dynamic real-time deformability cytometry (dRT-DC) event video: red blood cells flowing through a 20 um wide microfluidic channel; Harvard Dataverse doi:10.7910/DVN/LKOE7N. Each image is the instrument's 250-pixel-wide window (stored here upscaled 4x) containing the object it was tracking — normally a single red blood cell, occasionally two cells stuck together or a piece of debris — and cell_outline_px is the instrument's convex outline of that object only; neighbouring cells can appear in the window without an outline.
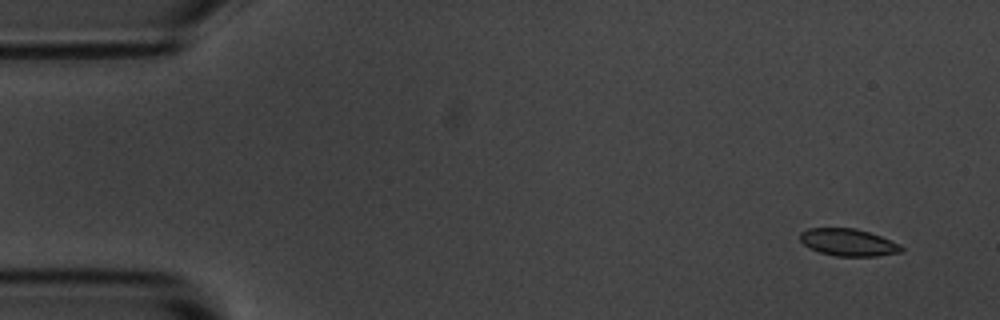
{"species": "common noctule bat (a hibernating species)", "species_latin": "Nyctalus noctula", "temperature_condition": "room temperature", "stored_images_in_passage": 7, "camera_frame_rate_fps": 3000, "um_per_image_px": 0.085, "animal": {"sex": "male", "body_mass_g": 20.1, "forearm_length_mm": 53.5}, "frame": {"image": 1, "passage_image": 1, "time_ms": 0.0, "image_size_px": [1000, 320], "cell_outline_px": [[904, 252], [876, 256], [836, 256], [820, 252], [808, 248], [800, 240], [800, 232], [808, 228], [856, 228], [880, 236], [900, 244], [904, 248]], "centroid_in_image_um": [72.11, 20.6], "position_along_channel_um": 12.9, "area_um2": 16.13}}
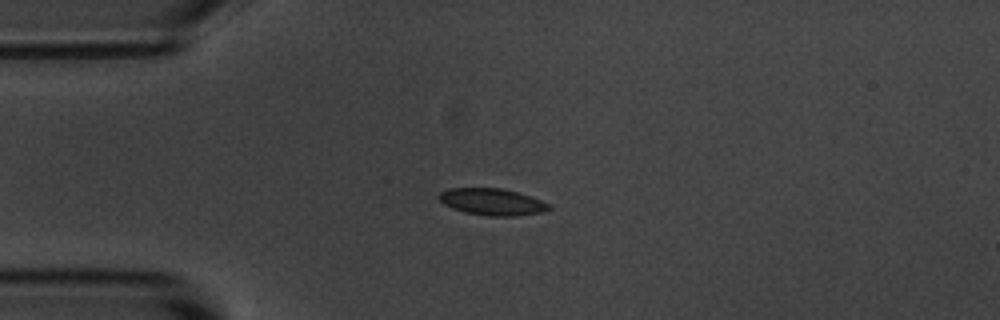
{"frame": {"image": 2, "passage_image": 4, "time_ms": 3.333, "image_size_px": [1000, 320], "cell_outline_px": [[552, 208], [544, 212], [516, 216], [488, 216], [464, 212], [452, 208], [444, 204], [436, 196], [440, 192], [448, 188], [500, 188], [532, 196], [548, 204]], "centroid_in_image_um": [41.82, 17.16], "position_along_channel_um": 43.2, "area_um2": 17.22}}
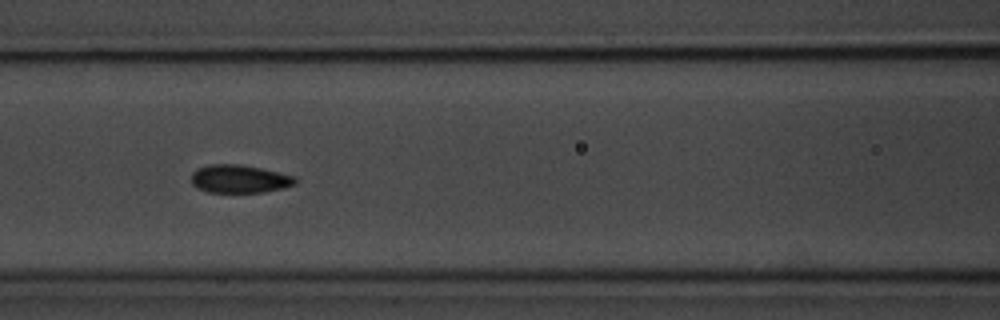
{"frame": {"image": 3, "passage_image": 7, "time_ms": 6.667, "image_size_px": [1000, 320], "cell_outline_px": [[296, 184], [284, 188], [264, 192], [208, 192], [196, 188], [192, 184], [192, 172], [196, 168], [208, 164], [236, 164], [260, 168], [296, 176]], "centroid_in_image_um": [20.34, 15.21], "position_along_channel_um": 146.3, "area_um2": 17.11}}